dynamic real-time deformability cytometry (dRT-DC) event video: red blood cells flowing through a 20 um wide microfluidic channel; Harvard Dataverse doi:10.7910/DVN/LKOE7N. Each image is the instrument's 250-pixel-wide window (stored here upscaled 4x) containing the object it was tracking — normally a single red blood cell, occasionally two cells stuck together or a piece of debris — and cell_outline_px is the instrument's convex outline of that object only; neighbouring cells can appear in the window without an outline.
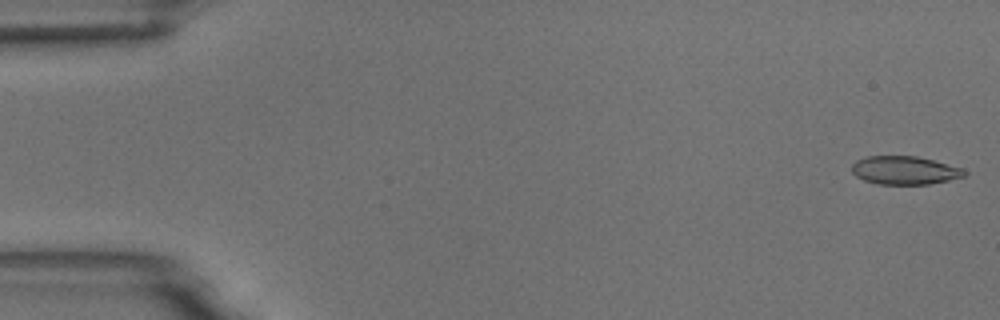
{"species": "common noctule bat (a hibernating species)", "species_latin": "Nyctalus noctula", "temperature_condition": "room temperature", "stored_images_in_passage": 5, "camera_frame_rate_fps": 3000, "um_per_image_px": 0.085, "animal": {"sex": "male", "body_mass_g": 18.8}, "frame": {"image": 1, "passage_image": 1, "time_ms": 0.0, "image_size_px": [1000, 320], "cell_outline_px": [[968, 172], [964, 176], [948, 180], [928, 184], [880, 184], [864, 180], [856, 176], [852, 172], [852, 164], [856, 160], [868, 156], [916, 156], [964, 168]], "centroid_in_image_um": [76.9, 14.47], "position_along_channel_um": 8.1, "area_um2": 18.5}}
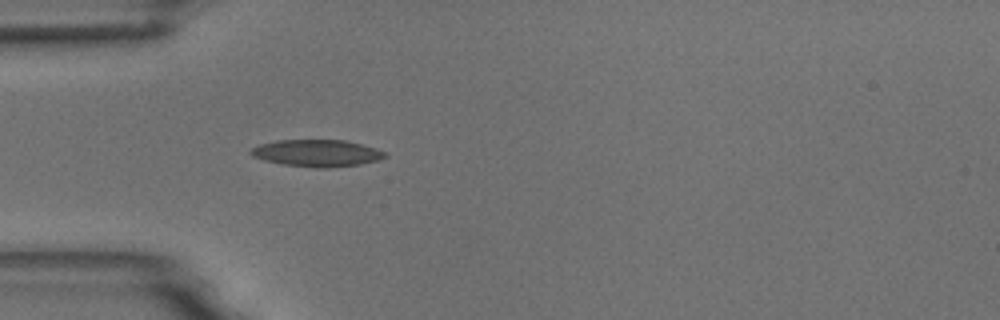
{"frame": {"image": 2, "passage_image": 5, "time_ms": 5.0, "image_size_px": [1000, 320], "cell_outline_px": [[388, 156], [380, 160], [360, 164], [328, 168], [316, 168], [284, 164], [264, 160], [252, 156], [248, 152], [252, 148], [260, 144], [276, 140], [344, 140], [376, 148], [384, 152]], "centroid_in_image_um": [26.94, 13.01], "position_along_channel_um": 58.1, "area_um2": 21.04}}